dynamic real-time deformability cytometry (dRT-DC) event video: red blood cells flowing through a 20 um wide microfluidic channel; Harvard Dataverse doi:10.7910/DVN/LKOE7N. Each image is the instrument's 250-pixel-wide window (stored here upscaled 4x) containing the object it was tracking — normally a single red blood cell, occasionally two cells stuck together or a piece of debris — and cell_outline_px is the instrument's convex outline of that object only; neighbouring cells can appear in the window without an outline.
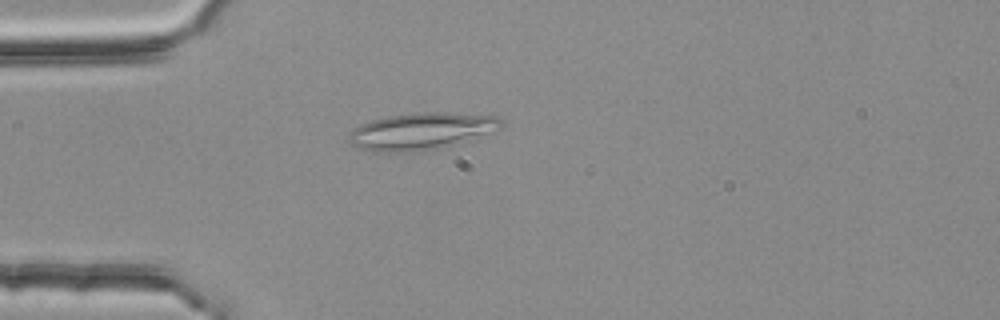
{"species": "common noctule bat (a hibernating species)", "species_latin": "Nyctalus noctula", "temperature_condition": "room temperature", "stored_images_in_passage": 3, "camera_frame_rate_fps": 3000, "um_per_image_px": 0.085, "animal": {"sex": "female", "body_mass_g": 25.1}, "frame": {"image": 1, "passage_image": 3, "time_ms": 0.667, "image_size_px": [1000, 320], "cell_outline_px": [[504, 120], [500, 128], [440, 148], [408, 152], [376, 152], [360, 148], [352, 144], [348, 140], [348, 132], [360, 124], [372, 120], [388, 116], [416, 112], [448, 112], [496, 116]], "centroid_in_image_um": [35.74, 11.14], "position_along_channel_um": 49.3, "area_um2": 32.48}}